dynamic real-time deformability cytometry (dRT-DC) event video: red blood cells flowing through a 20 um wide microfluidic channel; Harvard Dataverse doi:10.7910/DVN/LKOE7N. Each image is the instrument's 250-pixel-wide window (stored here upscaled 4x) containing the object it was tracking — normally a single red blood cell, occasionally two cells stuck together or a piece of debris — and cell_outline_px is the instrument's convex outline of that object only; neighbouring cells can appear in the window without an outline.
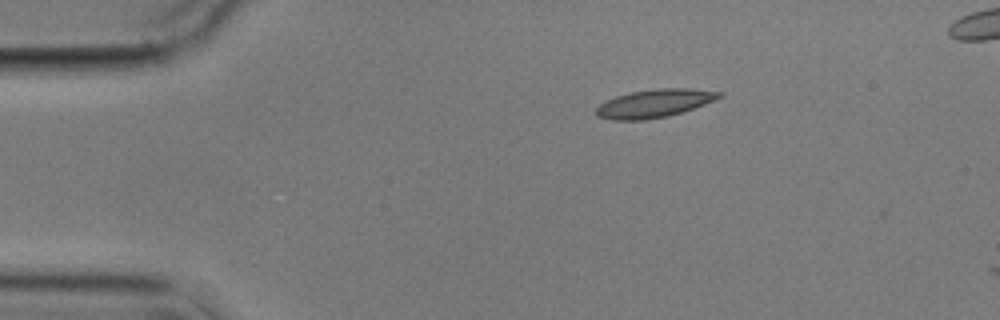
{"species": "common noctule bat (a hibernating species)", "species_latin": "Nyctalus noctula", "temperature_condition": "cold", "stored_images_in_passage": 2, "camera_frame_rate_fps": 3000, "um_per_image_px": 0.085, "animal": {"sex": "male", "body_mass_g": 17.9}, "frame": {"image": 1, "passage_image": 1, "time_ms": 0.0, "image_size_px": [1000, 320], "cell_outline_px": [[724, 96], [716, 100], [668, 116], [644, 120], [612, 120], [596, 116], [596, 108], [600, 104], [616, 96], [632, 92], [660, 88], [688, 88], [724, 92]], "centroid_in_image_um": [55.65, 8.78], "position_along_channel_um": 29.4, "area_um2": 20.06}}